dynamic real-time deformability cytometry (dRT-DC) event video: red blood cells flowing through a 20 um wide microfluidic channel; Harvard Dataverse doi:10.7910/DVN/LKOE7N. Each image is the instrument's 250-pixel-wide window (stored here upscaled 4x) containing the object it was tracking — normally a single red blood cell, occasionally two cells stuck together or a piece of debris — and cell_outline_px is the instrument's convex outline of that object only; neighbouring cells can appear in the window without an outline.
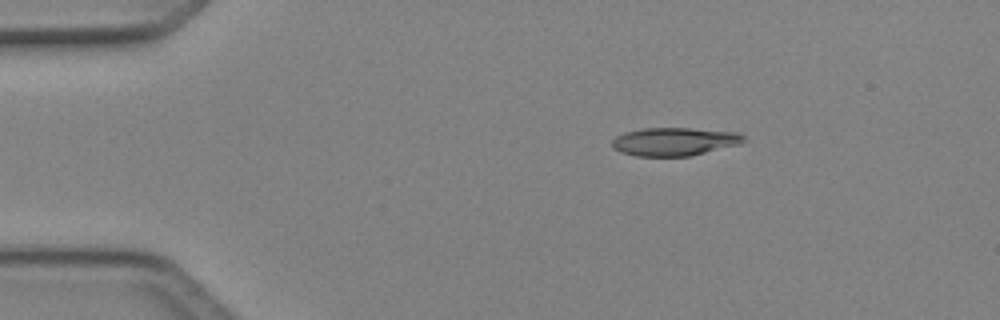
{"species": "Egyptian fruit bat (a non-hibernating species)", "species_latin": "Rousettus aegyptiacus", "temperature_condition": "cold", "stored_images_in_passage": 5, "camera_frame_rate_fps": 3000, "um_per_image_px": 0.085, "animal": {"sex": "female"}, "frame": {"image": 1, "passage_image": 1, "time_ms": 0.0, "image_size_px": [1000, 320], "cell_outline_px": [[748, 140], [740, 144], [692, 156], [636, 156], [620, 152], [612, 148], [612, 140], [616, 136], [624, 132], [640, 128], [688, 128], [740, 132]], "centroid_in_image_um": [57.34, 12.03], "position_along_channel_um": 27.7, "area_um2": 21.96}}
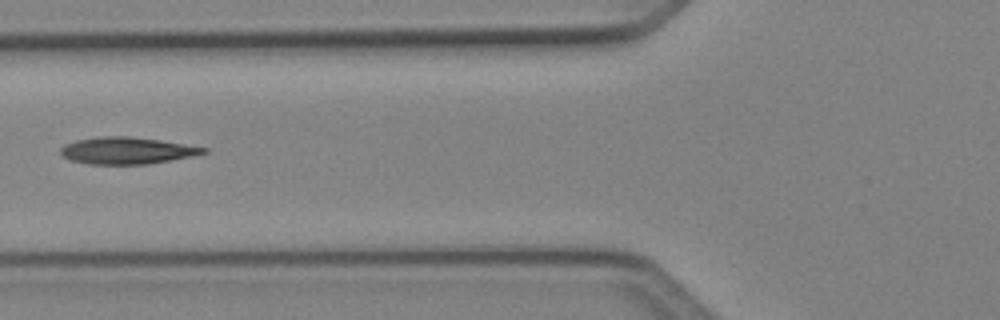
{"frame": {"image": 2, "passage_image": 4, "time_ms": 1.0, "image_size_px": [1000, 320], "cell_outline_px": [[208, 152], [192, 156], [148, 164], [88, 164], [72, 160], [64, 156], [60, 152], [60, 148], [64, 144], [76, 140], [96, 136], [128, 136], [160, 140], [208, 148]], "centroid_in_image_um": [10.77, 12.79], "position_along_channel_um": 115.0, "area_um2": 22.31}}
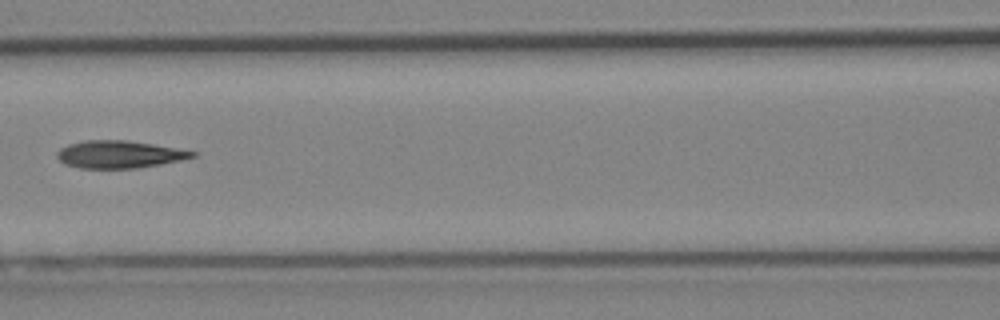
{"frame": {"image": 3, "passage_image": 5, "time_ms": 1.333, "image_size_px": [1000, 320], "cell_outline_px": [[196, 156], [180, 160], [140, 168], [80, 168], [64, 164], [56, 156], [56, 152], [60, 148], [68, 144], [84, 140], [128, 140], [176, 148], [196, 152]], "centroid_in_image_um": [10.09, 13.12], "position_along_channel_um": 156.5, "area_um2": 21.62}}